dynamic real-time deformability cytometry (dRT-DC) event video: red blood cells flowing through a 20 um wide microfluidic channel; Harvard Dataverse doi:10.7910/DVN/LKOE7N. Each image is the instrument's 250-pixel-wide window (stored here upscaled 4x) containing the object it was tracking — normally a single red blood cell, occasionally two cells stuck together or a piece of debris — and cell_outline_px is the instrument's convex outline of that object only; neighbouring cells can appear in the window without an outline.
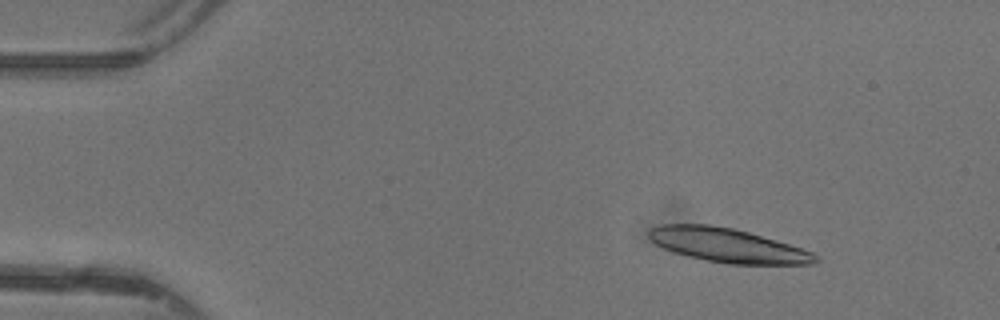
{"species": "common noctule bat (a hibernating species)", "species_latin": "Nyctalus noctula", "temperature_condition": "warm", "stored_images_in_passage": 47, "segment_of_instrument_passage": [1, 2], "camera_frame_rate_fps": 3000, "um_per_image_px": 0.085, "animal": {"sex": "female"}, "frame": {"image": 1, "passage_image": 7, "time_ms": 2.0, "image_size_px": [1000, 320], "cell_outline_px": [[820, 260], [812, 264], [728, 264], [688, 256], [664, 248], [656, 244], [648, 236], [648, 232], [652, 228], [660, 224], [708, 224], [732, 228], [748, 232], [776, 240], [812, 252], [820, 256]], "centroid_in_image_um": [61.87, 20.85], "position_along_channel_um": 23.1, "area_um2": 32.71}}